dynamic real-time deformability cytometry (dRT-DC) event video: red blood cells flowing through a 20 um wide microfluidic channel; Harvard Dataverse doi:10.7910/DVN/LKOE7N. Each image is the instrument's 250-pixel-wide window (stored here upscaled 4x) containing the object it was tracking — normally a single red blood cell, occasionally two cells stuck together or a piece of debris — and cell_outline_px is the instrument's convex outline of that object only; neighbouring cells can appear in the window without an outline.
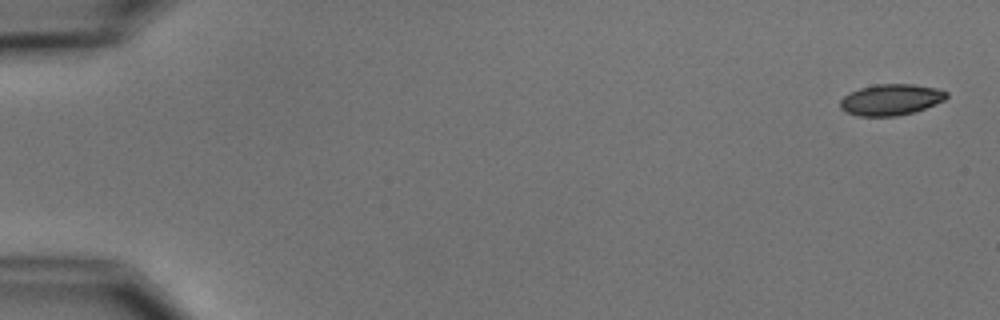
{"species": "common noctule bat (a hibernating species)", "species_latin": "Nyctalus noctula", "temperature_condition": "cold", "stored_images_in_passage": 11, "camera_frame_rate_fps": 3000, "um_per_image_px": 0.085, "animal": {"sex": "male", "body_mass_g": 15.6}, "frame": {"image": 1, "passage_image": 1, "time_ms": 0.0, "image_size_px": [1000, 320], "cell_outline_px": [[948, 96], [944, 100], [916, 112], [896, 116], [860, 116], [848, 112], [840, 108], [840, 100], [844, 96], [860, 88], [876, 84], [912, 84], [936, 88], [948, 92]], "centroid_in_image_um": [75.75, 8.47], "position_along_channel_um": 9.3, "area_um2": 19.19}}
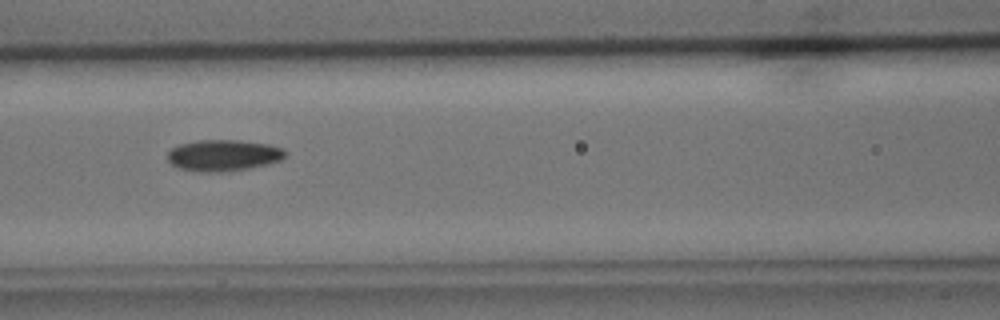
{"frame": {"image": 2, "passage_image": 7, "time_ms": 7.667, "image_size_px": [1000, 320], "cell_outline_px": [[288, 152], [280, 160], [248, 168], [228, 172], [200, 172], [180, 168], [172, 164], [168, 160], [168, 152], [172, 148], [180, 144], [200, 140], [240, 140], [268, 144], [284, 148]], "centroid_in_image_um": [19.0, 13.2], "position_along_channel_um": 147.6, "area_um2": 21.44}}
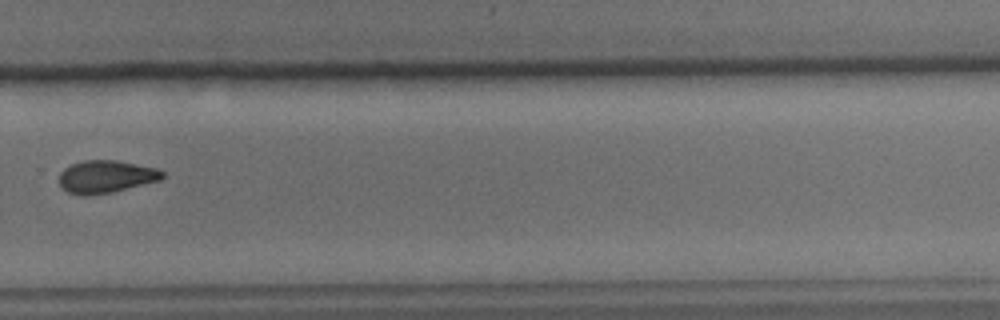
{"frame": {"image": 3, "passage_image": 11, "time_ms": 12.333, "image_size_px": [1000, 320], "cell_outline_px": [[164, 176], [160, 180], [112, 192], [88, 196], [80, 196], [68, 192], [60, 184], [60, 172], [64, 168], [72, 164], [84, 160], [116, 160], [156, 168], [164, 172]], "centroid_in_image_um": [8.99, 15.02], "position_along_channel_um": 320.8, "area_um2": 19.54}}